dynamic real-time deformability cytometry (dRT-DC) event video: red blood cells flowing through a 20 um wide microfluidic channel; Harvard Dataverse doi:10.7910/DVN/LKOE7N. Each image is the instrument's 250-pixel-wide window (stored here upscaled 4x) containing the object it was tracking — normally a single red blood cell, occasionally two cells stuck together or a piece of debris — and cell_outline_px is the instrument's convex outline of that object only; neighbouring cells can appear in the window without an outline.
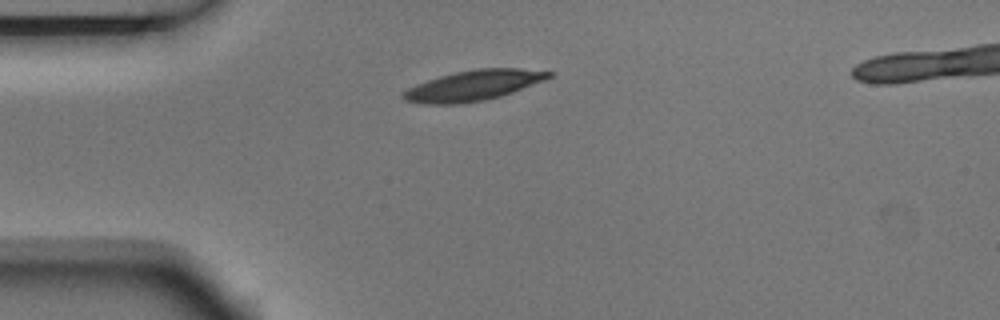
{"species": "Egyptian fruit bat (a non-hibernating species)", "species_latin": "Rousettus aegyptiacus", "temperature_condition": "room temperature", "stored_images_in_passage": 2, "camera_frame_rate_fps": 3000, "um_per_image_px": 0.085, "animal": {"sex": "male"}, "frame": {"image": 1, "passage_image": 1, "time_ms": 0.0, "image_size_px": [1000, 320], "cell_outline_px": [[552, 76], [544, 80], [512, 92], [500, 96], [484, 100], [460, 104], [424, 104], [404, 100], [400, 96], [408, 88], [416, 84], [440, 76], [456, 72], [476, 68], [520, 68], [552, 72]], "centroid_in_image_um": [40.21, 7.27], "position_along_channel_um": 44.8, "area_um2": 25.55}}